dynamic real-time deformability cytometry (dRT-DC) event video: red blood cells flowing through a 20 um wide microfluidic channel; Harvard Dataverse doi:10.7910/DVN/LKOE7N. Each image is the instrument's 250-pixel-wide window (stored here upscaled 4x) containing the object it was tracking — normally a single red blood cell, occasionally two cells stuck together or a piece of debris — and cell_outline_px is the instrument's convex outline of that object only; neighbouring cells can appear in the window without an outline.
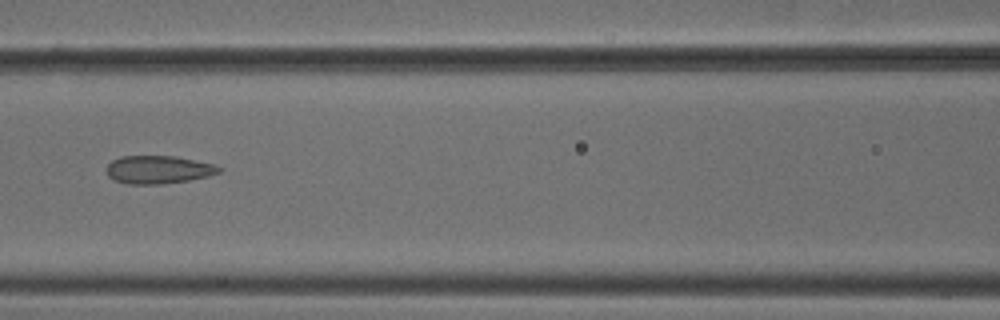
{"species": "common noctule bat (a hibernating species)", "species_latin": "Nyctalus noctula", "temperature_condition": "cold", "stored_images_in_passage": 7, "camera_frame_rate_fps": 3000, "um_per_image_px": 0.085, "animal": {"sex": "male", "body_mass_g": 18.8}, "frame": {"image": 1, "passage_image": 7, "time_ms": 2.0, "image_size_px": [1000, 320], "cell_outline_px": [[224, 168], [220, 172], [208, 176], [188, 180], [160, 184], [128, 184], [116, 180], [108, 176], [104, 168], [112, 160], [120, 156], [176, 156], [216, 164]], "centroid_in_image_um": [13.47, 14.41], "position_along_channel_um": 153.1, "area_um2": 18.55}}